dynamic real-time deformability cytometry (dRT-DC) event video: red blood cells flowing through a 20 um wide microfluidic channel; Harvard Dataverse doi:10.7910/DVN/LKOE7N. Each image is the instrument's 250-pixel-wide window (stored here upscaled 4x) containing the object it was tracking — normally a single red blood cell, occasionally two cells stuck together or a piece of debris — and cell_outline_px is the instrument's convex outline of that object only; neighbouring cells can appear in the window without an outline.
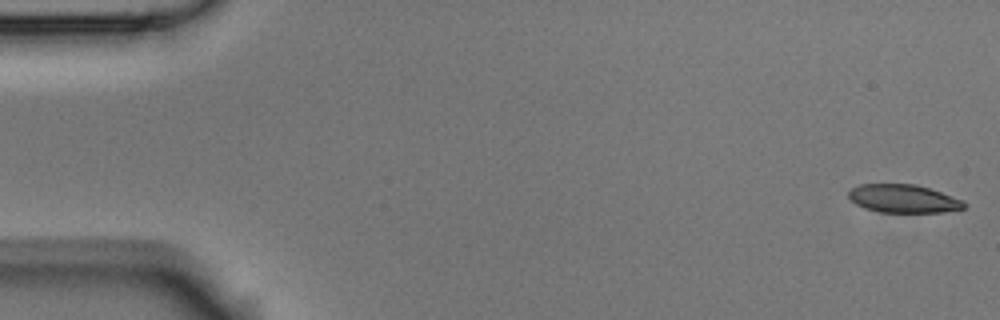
{"species": "Egyptian fruit bat (a non-hibernating species)", "species_latin": "Rousettus aegyptiacus", "temperature_condition": "room temperature", "stored_images_in_passage": 53, "camera_frame_rate_fps": 3000, "um_per_image_px": 0.085, "animal": {"sex": "male"}, "frame": {"image": 1, "passage_image": 1, "time_ms": 0.0, "image_size_px": [1000, 320], "cell_outline_px": [[968, 204], [964, 208], [940, 212], [880, 212], [864, 208], [856, 204], [848, 196], [848, 192], [852, 188], [860, 184], [916, 184], [964, 200]], "centroid_in_image_um": [76.79, 16.88], "position_along_channel_um": 8.2, "area_um2": 18.9}}
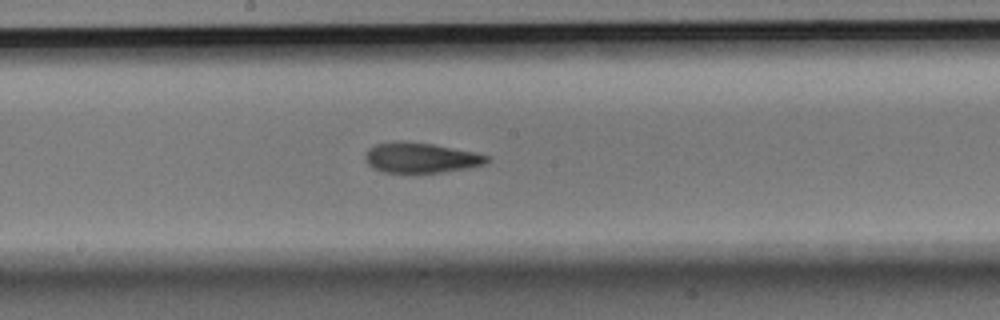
{"frame": {"image": 2, "passage_image": 28, "time_ms": 9.0, "image_size_px": [1000, 320], "cell_outline_px": [[488, 164], [468, 168], [444, 172], [416, 176], [380, 172], [372, 168], [364, 160], [364, 152], [368, 148], [376, 144], [396, 140], [404, 140], [432, 144], [476, 152], [488, 156]], "centroid_in_image_um": [35.7, 13.45], "position_along_channel_um": 212.5, "area_um2": 22.72}}
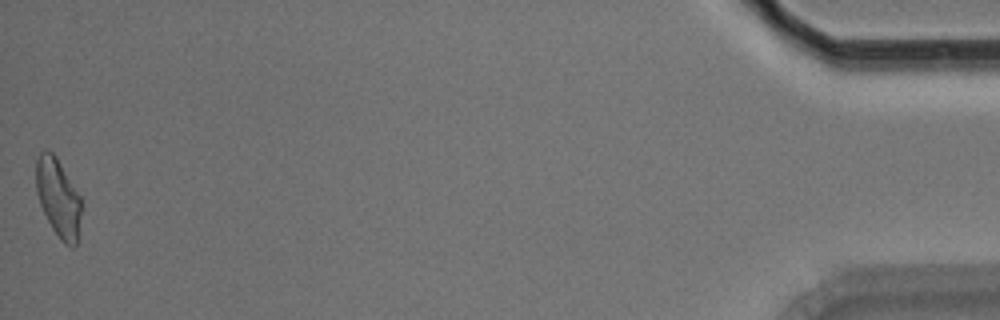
{"frame": {"image": 3, "passage_image": 53, "time_ms": 17.333, "image_size_px": [1000, 320], "cell_outline_px": [[80, 212], [76, 244], [72, 248], [64, 244], [60, 240], [52, 228], [40, 204], [36, 192], [36, 160], [40, 152], [44, 148], [52, 152], [56, 156], [80, 196]], "centroid_in_image_um": [4.92, 16.79], "position_along_channel_um": 430.3, "area_um2": 20.4}, "authors_computed_cell_mechanics": {"area_um2": 21.2704, "velocity_mm_per_s": 3.7728, "shape_relaxation_time_tau1_ms": 10.0894, "shape_relaxation_time_tau2_ms": 4.0222, "deformation_change_tau1": 0.2306, "deformation_change_tau2": 0.1207}}